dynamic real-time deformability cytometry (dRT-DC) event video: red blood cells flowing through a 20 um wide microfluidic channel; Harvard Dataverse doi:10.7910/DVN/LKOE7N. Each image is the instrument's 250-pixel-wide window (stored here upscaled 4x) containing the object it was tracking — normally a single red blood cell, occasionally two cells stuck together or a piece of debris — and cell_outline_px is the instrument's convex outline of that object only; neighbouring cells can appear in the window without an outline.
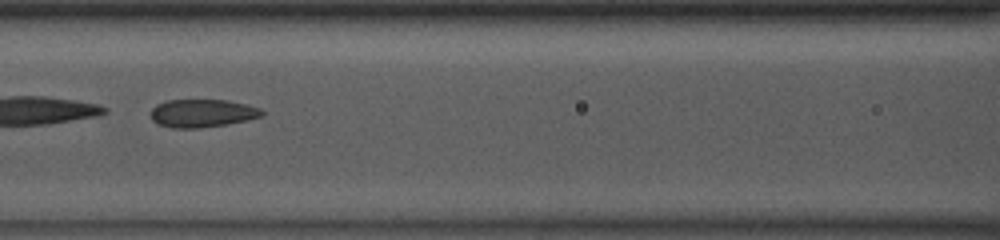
{"species": "common noctule bat (a hibernating species)", "species_latin": "Nyctalus noctula", "temperature_condition": "room temperature", "stored_images_in_passage": 39, "camera_frame_rate_fps": 3000, "um_per_image_px": 0.085, "animal": {"sex": "male", "body_mass_g": 13.0, "forearm_length_mm": 53.1}, "frame": {"image": 1, "passage_image": 12, "time_ms": 3.667, "image_size_px": [1000, 240], "cell_outline_px": [[264, 116], [248, 120], [228, 124], [200, 128], [172, 128], [156, 124], [152, 120], [152, 108], [156, 104], [168, 100], [228, 100], [248, 104], [260, 108], [264, 112]], "centroid_in_image_um": [17.22, 9.63], "position_along_channel_um": 149.4, "area_um2": 18.38}}
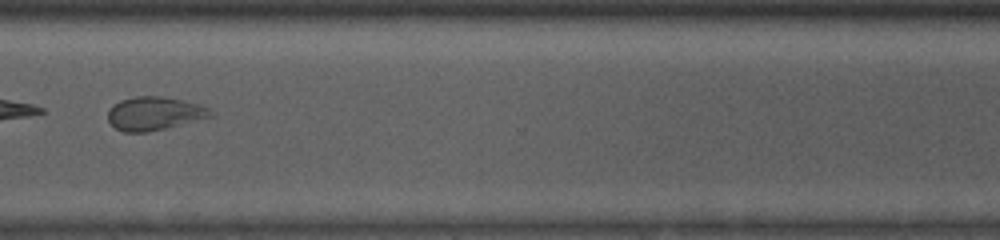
{"frame": {"image": 2, "passage_image": 28, "time_ms": 9.0, "image_size_px": [1000, 240], "cell_outline_px": [[212, 116], [148, 132], [124, 132], [116, 128], [108, 120], [108, 112], [120, 100], [136, 96], [160, 96], [180, 100], [196, 104], [208, 108], [212, 112]], "centroid_in_image_um": [13.08, 9.65], "position_along_channel_um": 357.5, "area_um2": 19.42}, "authors_computed_cell_mechanics": {"area_um2": 19.4208, "velocity_mm_per_s": 3.9134, "shape_relaxation_time_tau1_ms": null, "shape_relaxation_time_tau2_ms": 0.8522, "deformation_change_tau1": null, "deformation_change_tau2": 0.0458}}